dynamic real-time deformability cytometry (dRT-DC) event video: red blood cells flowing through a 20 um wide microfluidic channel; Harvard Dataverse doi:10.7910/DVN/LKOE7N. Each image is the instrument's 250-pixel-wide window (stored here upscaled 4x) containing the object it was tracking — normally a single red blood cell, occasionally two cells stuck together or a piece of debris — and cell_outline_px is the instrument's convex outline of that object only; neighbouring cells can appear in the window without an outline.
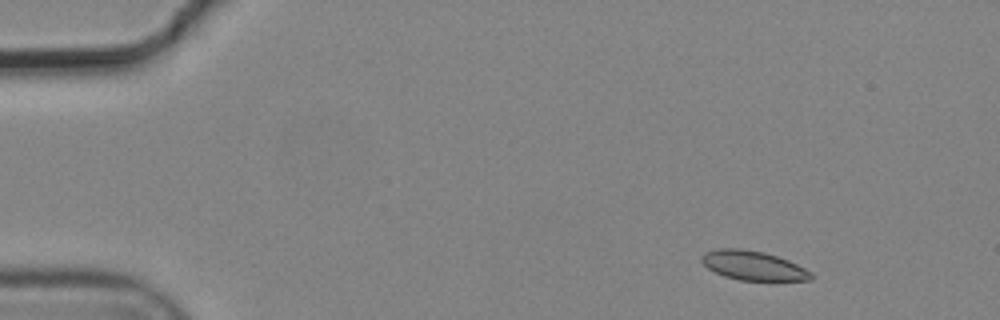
{"species": "common noctule bat (a hibernating species)", "species_latin": "Nyctalus noctula", "temperature_condition": "cold", "stored_images_in_passage": 3, "camera_frame_rate_fps": 3000, "um_per_image_px": 0.085, "animal": {"sex": "male", "body_mass_g": 19.2, "forearm_length_mm": 51.8}, "frame": {"image": 1, "passage_image": 1, "time_ms": 0.0, "image_size_px": [1000, 320], "cell_outline_px": [[812, 280], [740, 280], [724, 276], [708, 268], [700, 260], [700, 256], [704, 252], [716, 248], [740, 248], [764, 252], [788, 260], [812, 272]], "centroid_in_image_um": [63.98, 22.56], "position_along_channel_um": 21.0, "area_um2": 18.61}}